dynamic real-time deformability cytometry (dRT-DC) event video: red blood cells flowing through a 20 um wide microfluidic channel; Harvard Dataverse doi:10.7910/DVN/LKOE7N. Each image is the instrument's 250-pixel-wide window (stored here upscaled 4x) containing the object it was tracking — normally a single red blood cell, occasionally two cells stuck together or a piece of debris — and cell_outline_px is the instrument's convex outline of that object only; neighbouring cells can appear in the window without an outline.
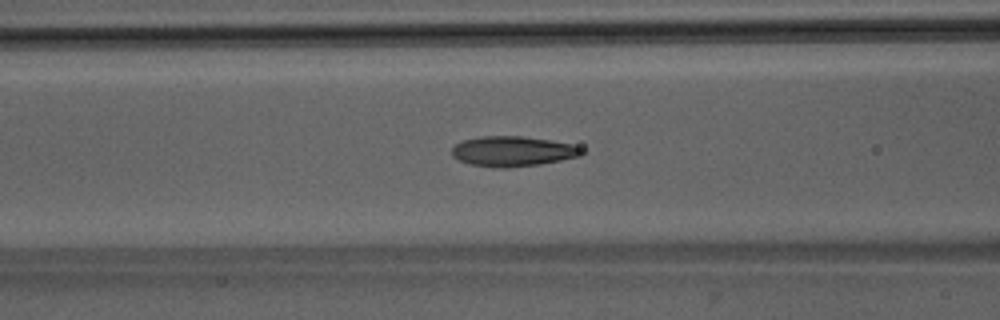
{"species": "Egyptian fruit bat (a non-hibernating species)", "species_latin": "Rousettus aegyptiacus", "temperature_condition": "room temperature", "stored_images_in_passage": 37, "camera_frame_rate_fps": 3000, "um_per_image_px": 0.085, "animal": {"sex": "male"}, "frame": {"image": 1, "passage_image": 7, "time_ms": 2.0, "image_size_px": [1000, 320], "cell_outline_px": [[584, 152], [580, 156], [540, 164], [508, 168], [496, 168], [472, 164], [460, 160], [452, 156], [452, 148], [456, 144], [464, 140], [480, 136], [520, 136], [552, 140], [572, 144], [584, 148]], "centroid_in_image_um": [43.61, 12.86], "position_along_channel_um": 123.0, "area_um2": 22.83}}
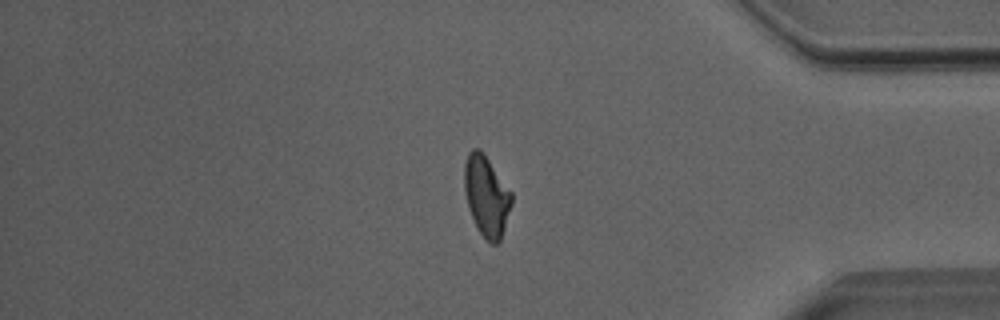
{"frame": {"image": 2, "passage_image": 29, "time_ms": 9.333, "image_size_px": [1000, 320], "cell_outline_px": [[512, 204], [500, 240], [496, 244], [492, 244], [480, 232], [468, 208], [464, 192], [464, 164], [468, 152], [472, 148], [480, 148], [484, 152], [512, 192]], "centroid_in_image_um": [41.34, 16.59], "position_along_channel_um": 393.9, "area_um2": 22.2}}
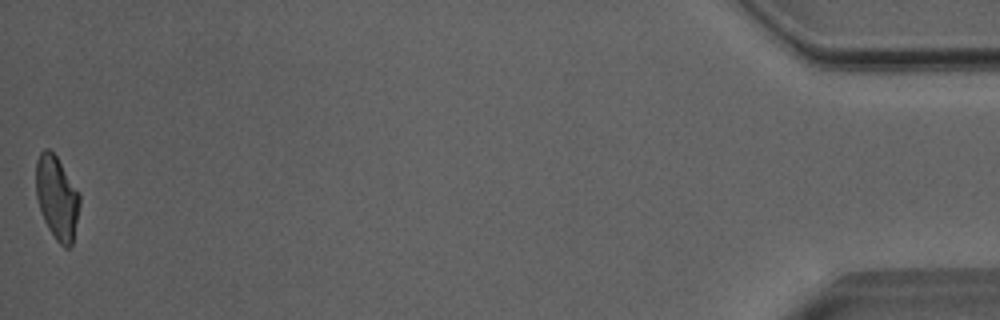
{"frame": {"image": 3, "passage_image": 37, "time_ms": 12.0, "image_size_px": [1000, 320], "cell_outline_px": [[80, 204], [72, 244], [68, 248], [64, 248], [56, 240], [48, 228], [44, 220], [36, 196], [36, 160], [40, 152], [44, 148], [48, 148], [56, 156], [80, 192]], "centroid_in_image_um": [4.84, 16.79], "position_along_channel_um": 430.4, "area_um2": 21.27}, "authors_computed_cell_mechanics": {"area_um2": 21.964, "velocity_mm_per_s": 4.0405, "shape_relaxation_time_tau1_ms": 4.439, "shape_relaxation_time_tau2_ms": 1.9157, "deformation_change_tau1": 0.1664, "deformation_change_tau2": 0.093}}